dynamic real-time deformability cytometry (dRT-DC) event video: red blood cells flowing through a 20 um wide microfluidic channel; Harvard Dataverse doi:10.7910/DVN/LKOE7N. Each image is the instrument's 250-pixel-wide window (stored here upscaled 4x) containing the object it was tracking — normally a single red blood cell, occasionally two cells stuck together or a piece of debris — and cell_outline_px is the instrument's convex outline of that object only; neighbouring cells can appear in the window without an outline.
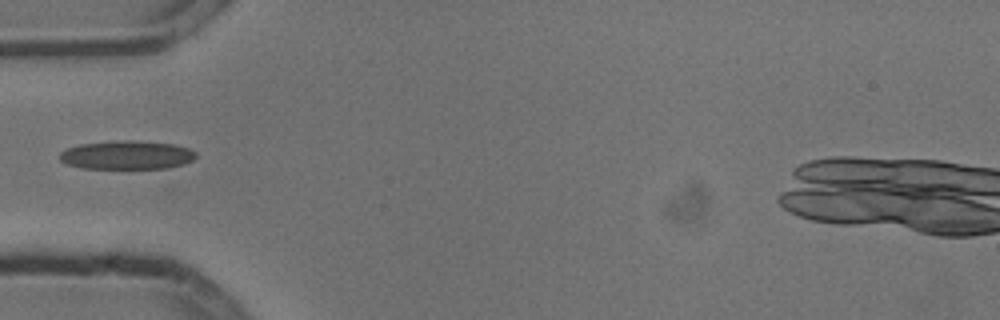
{"species": "common noctule bat (a hibernating species)", "species_latin": "Nyctalus noctula", "temperature_condition": "cold", "stored_images_in_passage": 3, "camera_frame_rate_fps": 3000, "um_per_image_px": 0.085, "animal": {"sex": "male", "body_mass_g": 13.3}, "frame": {"image": 1, "passage_image": 3, "time_ms": 0.667, "image_size_px": [1000, 320], "cell_outline_px": [[196, 156], [192, 160], [184, 164], [168, 168], [80, 168], [68, 164], [60, 160], [60, 152], [68, 148], [80, 144], [124, 140], [128, 140], [172, 144], [188, 148], [196, 152]], "centroid_in_image_um": [10.78, 13.18], "position_along_channel_um": 74.2, "area_um2": 22.48}}